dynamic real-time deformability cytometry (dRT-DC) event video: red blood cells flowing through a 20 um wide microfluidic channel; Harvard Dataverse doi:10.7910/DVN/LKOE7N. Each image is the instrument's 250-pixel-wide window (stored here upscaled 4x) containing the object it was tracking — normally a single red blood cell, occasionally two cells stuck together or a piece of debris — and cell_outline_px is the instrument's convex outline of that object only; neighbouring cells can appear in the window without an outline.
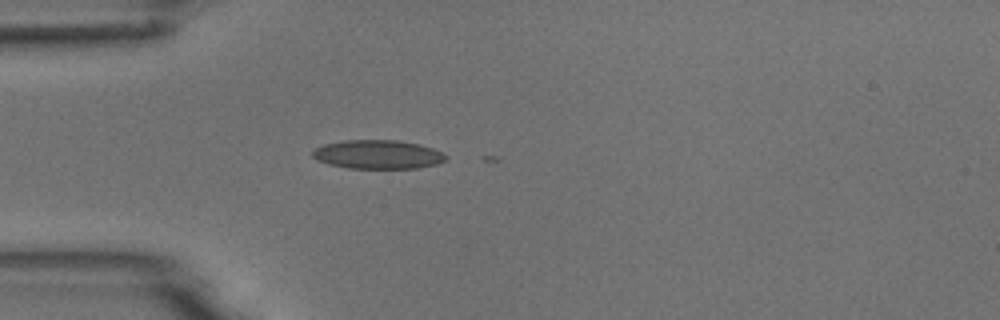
{"species": "common noctule bat (a hibernating species)", "species_latin": "Nyctalus noctula", "temperature_condition": "room temperature", "stored_images_in_passage": 5, "camera_frame_rate_fps": 3000, "um_per_image_px": 0.085, "animal": {"sex": "male", "body_mass_g": 18.8}, "frame": {"image": 1, "passage_image": 1, "time_ms": 0.0, "image_size_px": [1000, 320], "cell_outline_px": [[448, 160], [436, 164], [416, 168], [348, 168], [328, 164], [316, 160], [312, 156], [312, 152], [316, 148], [324, 144], [344, 140], [396, 140], [416, 144], [432, 148], [444, 152], [448, 156]], "centroid_in_image_um": [32.12, 13.13], "position_along_channel_um": 52.9, "area_um2": 22.43}}